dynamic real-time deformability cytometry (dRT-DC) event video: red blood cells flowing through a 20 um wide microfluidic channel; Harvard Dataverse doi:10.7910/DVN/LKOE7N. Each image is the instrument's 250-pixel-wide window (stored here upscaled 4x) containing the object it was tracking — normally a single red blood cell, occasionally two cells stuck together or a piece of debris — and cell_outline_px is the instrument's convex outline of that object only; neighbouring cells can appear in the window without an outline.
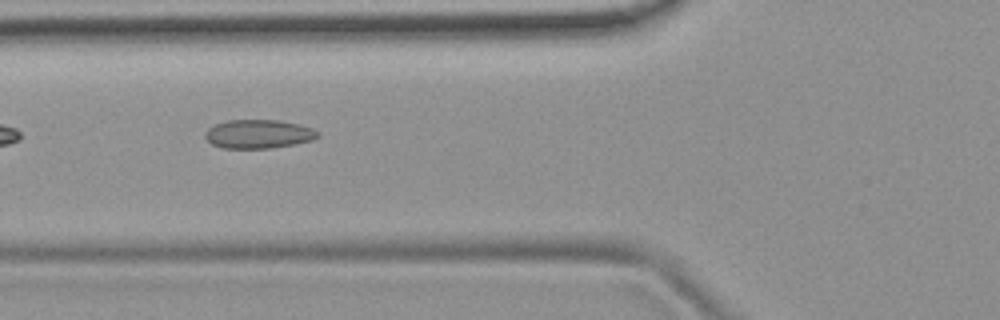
{"species": "common noctule bat (a hibernating species)", "species_latin": "Nyctalus noctula", "temperature_condition": "room temperature", "stored_images_in_passage": 6, "camera_frame_rate_fps": 3000, "um_per_image_px": 0.085, "animal": {"sex": "female", "body_mass_g": 19.9}, "frame": {"image": 1, "passage_image": 5, "time_ms": 4.667, "image_size_px": [1000, 320], "cell_outline_px": [[320, 136], [312, 140], [296, 144], [272, 148], [224, 148], [212, 144], [204, 136], [204, 132], [208, 128], [216, 124], [228, 120], [280, 120], [312, 128], [320, 132]], "centroid_in_image_um": [21.98, 11.39], "position_along_channel_um": 103.8, "area_um2": 18.9}}
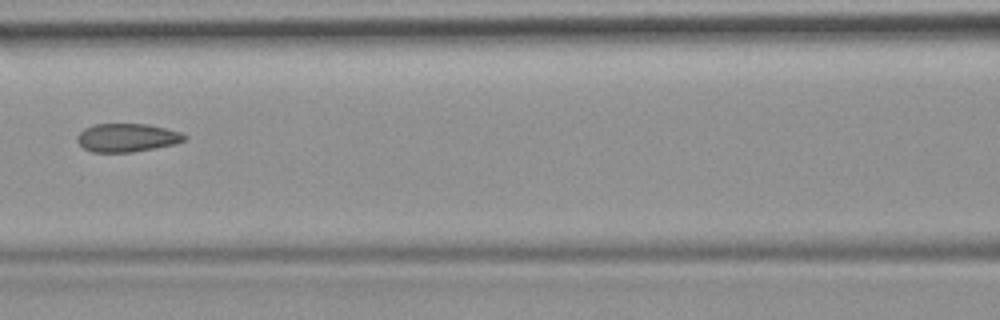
{"frame": {"image": 2, "passage_image": 6, "time_ms": 6.0, "image_size_px": [1000, 320], "cell_outline_px": [[188, 136], [184, 140], [172, 144], [132, 152], [92, 152], [84, 148], [76, 140], [76, 136], [84, 128], [96, 124], [148, 124], [180, 132]], "centroid_in_image_um": [10.75, 11.69], "position_along_channel_um": 155.8, "area_um2": 17.51}}